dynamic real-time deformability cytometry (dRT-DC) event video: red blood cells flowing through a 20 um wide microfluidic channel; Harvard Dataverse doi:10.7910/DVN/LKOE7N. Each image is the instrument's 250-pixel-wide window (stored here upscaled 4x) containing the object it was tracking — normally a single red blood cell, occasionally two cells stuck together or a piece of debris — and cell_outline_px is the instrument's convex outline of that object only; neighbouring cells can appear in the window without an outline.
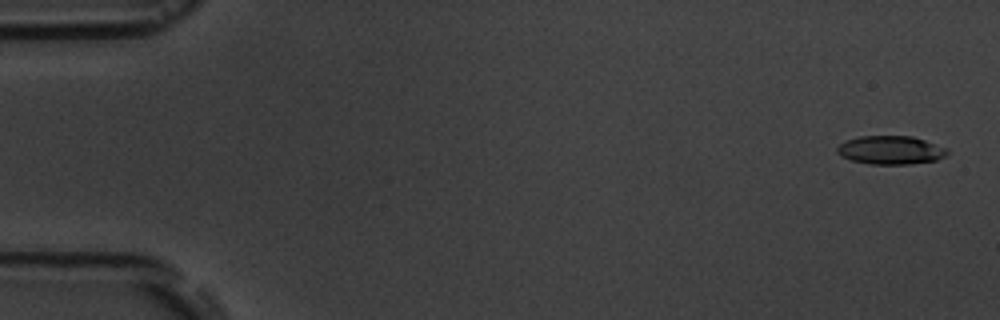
{"species": "common noctule bat (a hibernating species)", "species_latin": "Nyctalus noctula", "temperature_condition": "room temperature", "stored_images_in_passage": 5, "camera_frame_rate_fps": 3000, "um_per_image_px": 0.085, "animal": {"sex": "male", "body_mass_g": 19.5, "forearm_length_mm": 54.6}, "frame": {"image": 1, "passage_image": 1, "time_ms": 0.0, "image_size_px": [1000, 320], "cell_outline_px": [[948, 152], [944, 156], [936, 160], [908, 164], [872, 164], [852, 160], [840, 156], [836, 152], [836, 148], [840, 144], [848, 140], [860, 136], [912, 136], [948, 148]], "centroid_in_image_um": [75.7, 12.75], "position_along_channel_um": 9.3, "area_um2": 18.15}}
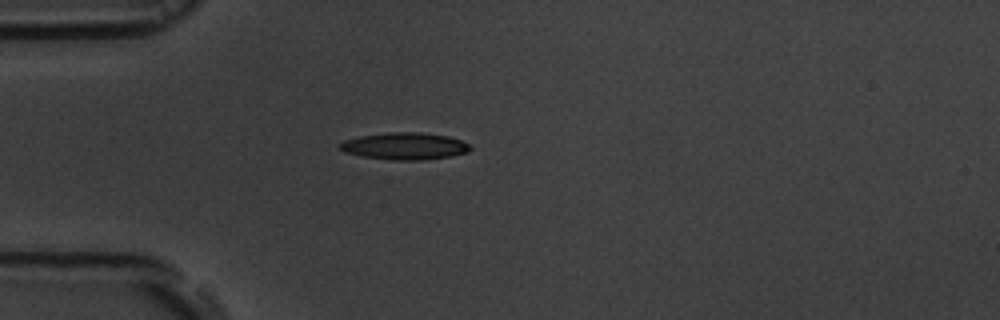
{"frame": {"image": 2, "passage_image": 5, "time_ms": 4.667, "image_size_px": [1000, 320], "cell_outline_px": [[472, 148], [468, 152], [448, 156], [424, 160], [392, 160], [364, 156], [344, 152], [336, 144], [344, 140], [360, 136], [388, 132], [420, 132], [448, 136], [460, 140], [468, 144]], "centroid_in_image_um": [34.37, 12.41], "position_along_channel_um": 50.6, "area_um2": 20.46}}